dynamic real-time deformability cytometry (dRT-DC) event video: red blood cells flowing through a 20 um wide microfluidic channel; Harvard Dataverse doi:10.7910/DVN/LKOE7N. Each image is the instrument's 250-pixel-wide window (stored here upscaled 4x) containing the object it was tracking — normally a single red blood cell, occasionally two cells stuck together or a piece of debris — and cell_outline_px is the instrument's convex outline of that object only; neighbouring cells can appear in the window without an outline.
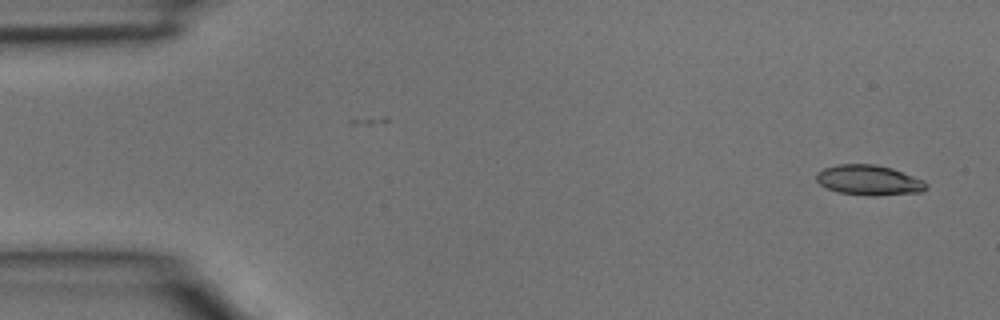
{"species": "common noctule bat (a hibernating species)", "species_latin": "Nyctalus noctula", "temperature_condition": "room temperature", "stored_images_in_passage": 3, "camera_frame_rate_fps": 3000, "um_per_image_px": 0.085, "animal": {"sex": "male", "body_mass_g": 15.6}, "frame": {"image": 1, "passage_image": 1, "time_ms": 0.0, "image_size_px": [1000, 320], "cell_outline_px": [[928, 188], [920, 192], [872, 196], [836, 192], [820, 184], [816, 180], [816, 172], [824, 168], [840, 164], [876, 164], [892, 168], [924, 180], [928, 184]], "centroid_in_image_um": [73.86, 15.31], "position_along_channel_um": 11.1, "area_um2": 19.36}}